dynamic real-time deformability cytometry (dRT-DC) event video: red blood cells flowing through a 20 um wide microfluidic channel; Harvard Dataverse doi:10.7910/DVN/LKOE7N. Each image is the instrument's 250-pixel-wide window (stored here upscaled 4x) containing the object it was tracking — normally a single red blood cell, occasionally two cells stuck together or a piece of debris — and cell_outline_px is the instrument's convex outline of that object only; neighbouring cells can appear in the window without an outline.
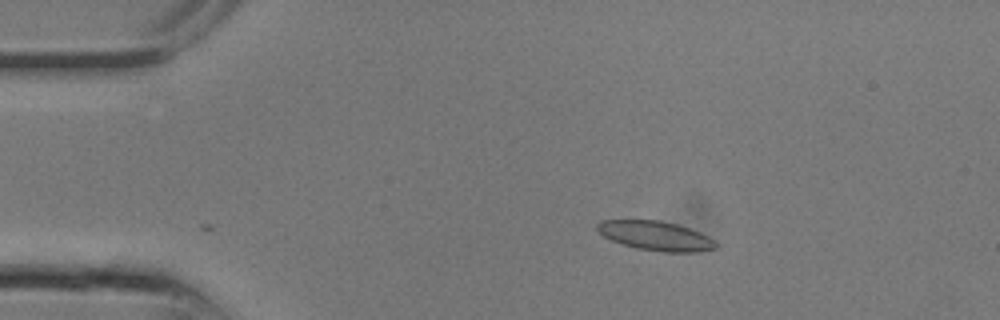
{"species": "common noctule bat (a hibernating species)", "species_latin": "Nyctalus noctula", "temperature_condition": "room temperature", "stored_images_in_passage": 4, "camera_frame_rate_fps": 3000, "um_per_image_px": 0.085, "animal": {"sex": "male", "body_mass_g": 13.3}, "frame": {"image": 1, "passage_image": 1, "time_ms": 0.0, "image_size_px": [1000, 320], "cell_outline_px": [[716, 248], [696, 252], [660, 252], [636, 248], [612, 240], [604, 236], [596, 228], [596, 224], [600, 220], [660, 220], [676, 224], [700, 232], [716, 240]], "centroid_in_image_um": [55.74, 20.04], "position_along_channel_um": 29.3, "area_um2": 20.23}}